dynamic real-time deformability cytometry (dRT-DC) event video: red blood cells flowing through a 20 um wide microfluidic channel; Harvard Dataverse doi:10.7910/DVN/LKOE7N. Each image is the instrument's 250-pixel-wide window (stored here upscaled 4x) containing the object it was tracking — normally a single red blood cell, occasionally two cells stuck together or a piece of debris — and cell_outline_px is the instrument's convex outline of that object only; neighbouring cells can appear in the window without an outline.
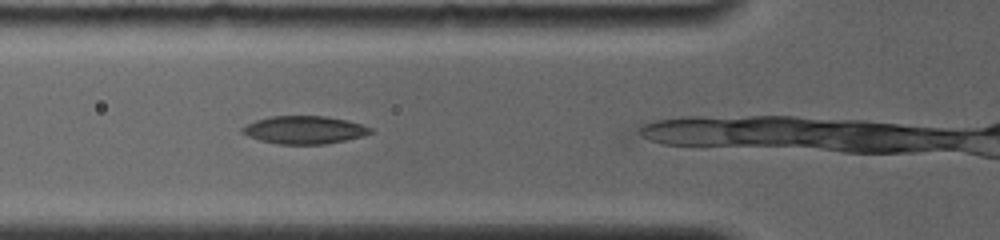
{"species": "common noctule bat (a hibernating species)", "species_latin": "Nyctalus noctula", "temperature_condition": "room temperature", "stored_images_in_passage": 42, "camera_frame_rate_fps": 4000, "um_per_image_px": 0.085, "animal": {"sex": "female", "body_mass_g": 19.0, "forearm_length_mm": 56.7}, "frame": {"image": 1, "passage_image": 4, "time_ms": 0.75, "image_size_px": [1000, 240], "cell_outline_px": [[372, 132], [360, 136], [344, 140], [324, 144], [280, 144], [260, 140], [248, 136], [240, 132], [240, 128], [256, 120], [272, 116], [328, 116], [348, 120], [372, 128]], "centroid_in_image_um": [25.84, 11.03], "position_along_channel_um": 100.0, "area_um2": 20.63}}
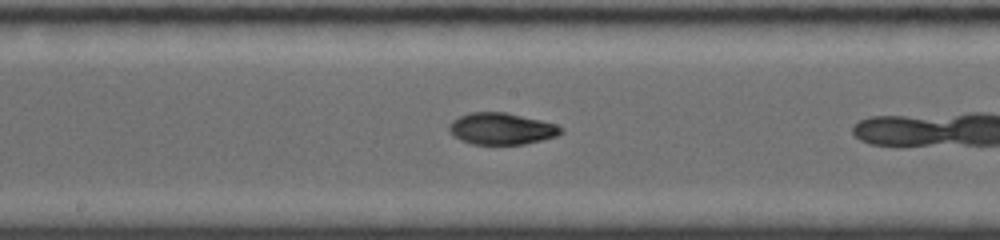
{"frame": {"image": 2, "passage_image": 15, "time_ms": 3.5, "image_size_px": [1000, 240], "cell_outline_px": [[564, 132], [556, 136], [524, 144], [472, 144], [460, 140], [452, 136], [448, 128], [448, 124], [452, 120], [468, 112], [504, 112], [540, 120], [556, 124], [564, 128]], "centroid_in_image_um": [42.6, 10.94], "position_along_channel_um": 205.6, "area_um2": 20.69}}
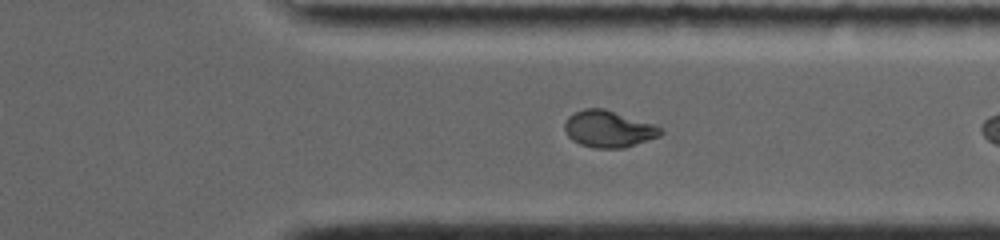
{"frame": {"image": 3, "passage_image": 31, "time_ms": 7.5, "image_size_px": [1000, 240], "cell_outline_px": [[664, 132], [660, 136], [624, 148], [596, 148], [580, 144], [572, 140], [568, 136], [564, 128], [564, 124], [568, 116], [584, 108], [604, 108], [656, 124]], "centroid_in_image_um": [51.74, 10.95], "position_along_channel_um": 359.7, "area_um2": 20.63}}